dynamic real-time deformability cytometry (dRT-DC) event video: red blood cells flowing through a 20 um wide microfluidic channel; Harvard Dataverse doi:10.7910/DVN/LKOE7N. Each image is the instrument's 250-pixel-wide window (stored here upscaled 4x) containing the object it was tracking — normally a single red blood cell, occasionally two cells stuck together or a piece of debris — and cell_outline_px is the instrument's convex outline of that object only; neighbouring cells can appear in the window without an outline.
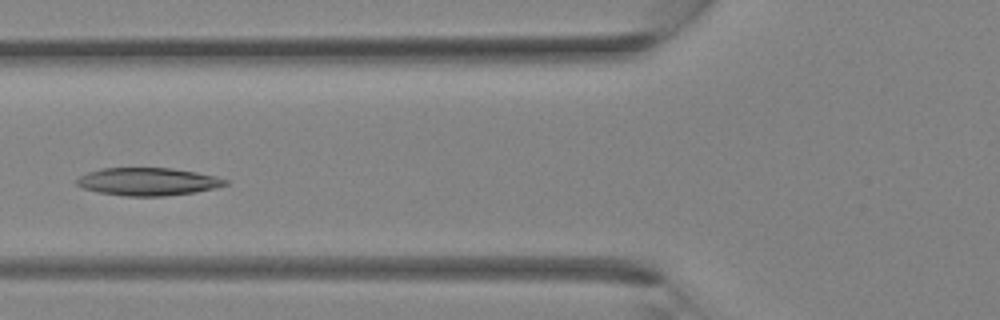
{"species": "Egyptian fruit bat (a non-hibernating species)", "species_latin": "Rousettus aegyptiacus", "temperature_condition": "room temperature", "stored_images_in_passage": 29, "camera_frame_rate_fps": 3000, "um_per_image_px": 0.085, "animal": {"sex": "female"}, "frame": {"image": 1, "passage_image": 8, "time_ms": 2.333, "image_size_px": [1000, 320], "cell_outline_px": [[228, 184], [196, 192], [164, 196], [124, 196], [100, 192], [84, 188], [76, 184], [76, 180], [80, 176], [88, 172], [100, 168], [172, 168], [196, 172], [216, 176], [228, 180]], "centroid_in_image_um": [12.57, 15.43], "position_along_channel_um": 113.2, "area_um2": 23.93}}
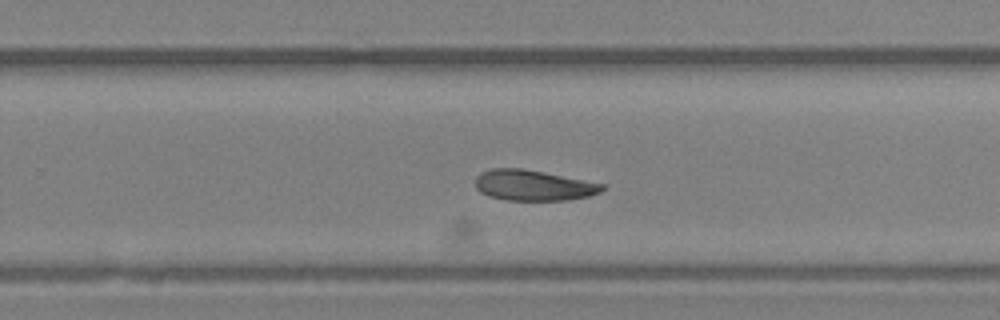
{"frame": {"image": 2, "passage_image": 17, "time_ms": 5.333, "image_size_px": [1000, 320], "cell_outline_px": [[604, 188], [600, 192], [588, 196], [568, 200], [508, 200], [488, 196], [480, 192], [476, 188], [476, 176], [480, 172], [492, 168], [520, 168], [604, 184]], "centroid_in_image_um": [45.28, 15.76], "position_along_channel_um": 284.5, "area_um2": 22.37}}
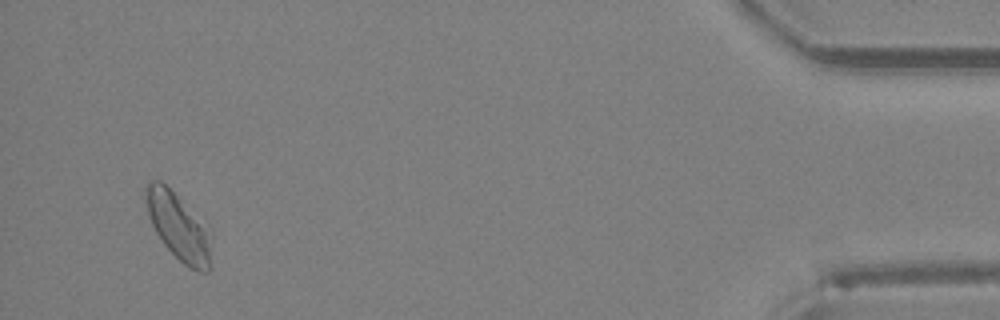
{"frame": {"image": 3, "passage_image": 28, "time_ms": 9.0, "image_size_px": [1000, 320], "cell_outline_px": [[212, 236], [208, 272], [200, 272], [188, 268], [164, 244], [156, 232], [152, 224], [144, 200], [144, 188], [148, 180], [160, 180], [208, 224]], "centroid_in_image_um": [15.18, 19.23], "position_along_channel_um": 420.0, "area_um2": 25.84}}